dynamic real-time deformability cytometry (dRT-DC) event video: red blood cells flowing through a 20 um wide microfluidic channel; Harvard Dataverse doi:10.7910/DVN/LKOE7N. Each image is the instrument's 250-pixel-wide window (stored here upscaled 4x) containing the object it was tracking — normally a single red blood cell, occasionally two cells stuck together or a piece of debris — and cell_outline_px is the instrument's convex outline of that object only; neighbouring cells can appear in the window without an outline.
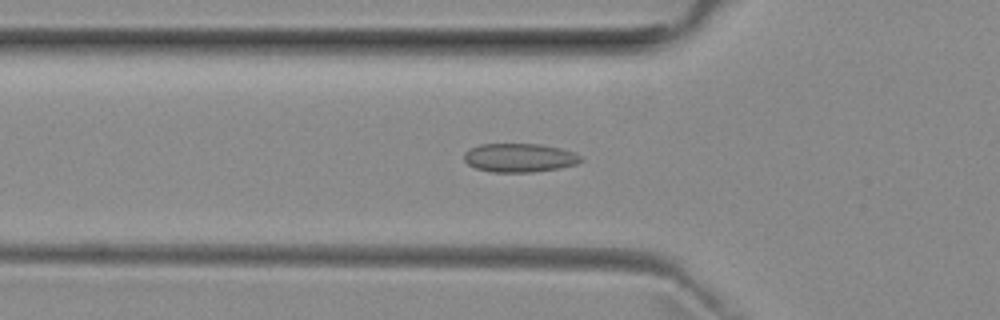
{"species": "common noctule bat (a hibernating species)", "species_latin": "Nyctalus noctula", "temperature_condition": "room temperature", "stored_images_in_passage": 48, "camera_frame_rate_fps": 3000, "um_per_image_px": 0.085, "animal": {"sex": "female", "body_mass_g": 29.2, "forearm_length_mm": 56.3}, "frame": {"image": 1, "passage_image": 14, "time_ms": 4.333, "image_size_px": [1000, 320], "cell_outline_px": [[584, 160], [576, 164], [560, 168], [532, 172], [492, 172], [476, 168], [468, 164], [464, 160], [464, 152], [468, 148], [480, 144], [540, 144], [560, 148], [572, 152], [580, 156]], "centroid_in_image_um": [44.13, 13.41], "position_along_channel_um": 81.7, "area_um2": 19.59}}
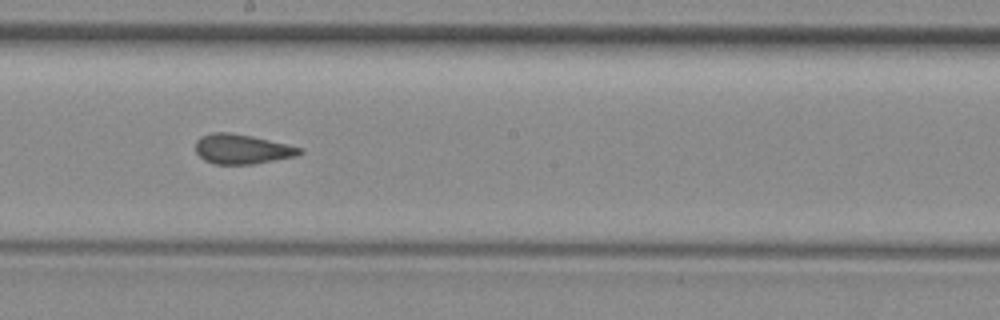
{"frame": {"image": 2, "passage_image": 25, "time_ms": 8.0, "image_size_px": [1000, 320], "cell_outline_px": [[304, 152], [296, 156], [252, 164], [216, 164], [204, 160], [196, 152], [196, 140], [200, 136], [212, 132], [228, 132], [252, 136], [304, 148]], "centroid_in_image_um": [20.57, 12.66], "position_along_channel_um": 227.6, "area_um2": 18.03}}
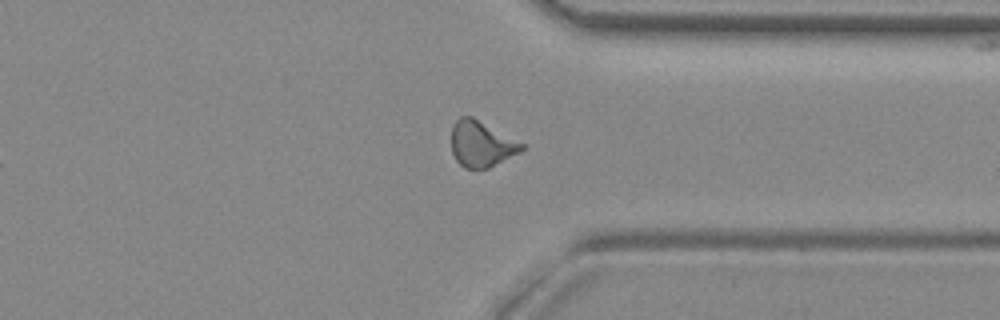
{"frame": {"image": 3, "passage_image": 36, "time_ms": 11.667, "image_size_px": [1000, 320], "cell_outline_px": [[524, 148], [520, 152], [488, 168], [464, 168], [456, 160], [452, 152], [452, 124], [460, 116], [472, 116], [524, 144]], "centroid_in_image_um": [40.89, 12.22], "position_along_channel_um": 370.5, "area_um2": 18.61}, "authors_computed_cell_mechanics": {"area_um2": 18.496, "velocity_mm_per_s": 3.97, "shape_relaxation_time_tau1_ms": null, "shape_relaxation_time_tau2_ms": 1.3234, "deformation_change_tau1": null, "deformation_change_tau2": 0.0703}}